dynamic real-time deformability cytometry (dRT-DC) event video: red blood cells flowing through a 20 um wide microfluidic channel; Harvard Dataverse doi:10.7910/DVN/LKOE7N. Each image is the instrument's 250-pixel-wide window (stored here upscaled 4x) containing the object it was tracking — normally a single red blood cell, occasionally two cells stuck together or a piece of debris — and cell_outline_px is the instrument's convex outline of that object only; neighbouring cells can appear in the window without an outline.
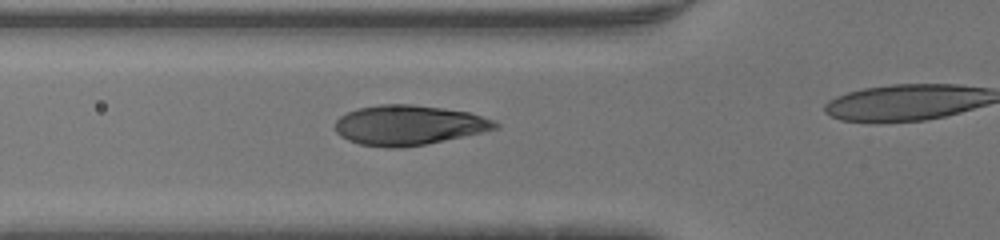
{"species": "human", "species_latin": "Homo sapiens", "temperature_condition": "warm", "stored_images_in_passage": 11, "camera_frame_rate_fps": 3000, "um_per_image_px": 0.085, "donor": {"sex": "male"}, "frame": {"image": 1, "passage_image": 7, "time_ms": 2.0, "image_size_px": [1000, 240], "cell_outline_px": [[500, 128], [444, 140], [404, 148], [384, 148], [360, 144], [348, 140], [340, 136], [336, 132], [336, 120], [340, 116], [356, 108], [380, 104], [412, 104], [444, 108], [468, 112], [492, 120], [500, 124]], "centroid_in_image_um": [34.7, 10.64], "position_along_channel_um": 91.1, "area_um2": 37.17}}
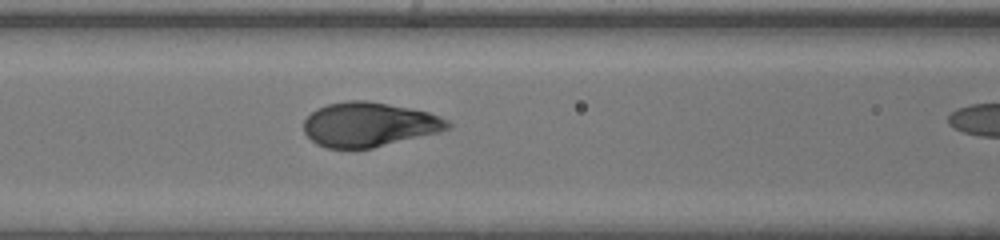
{"frame": {"image": 2, "passage_image": 10, "time_ms": 3.0, "image_size_px": [1000, 240], "cell_outline_px": [[452, 128], [440, 132], [372, 148], [328, 148], [316, 144], [304, 132], [304, 120], [316, 108], [328, 104], [348, 100], [368, 100], [412, 108], [428, 112], [440, 116], [448, 120], [452, 124]], "centroid_in_image_um": [31.4, 10.57], "position_along_channel_um": 135.2, "area_um2": 37.45}}